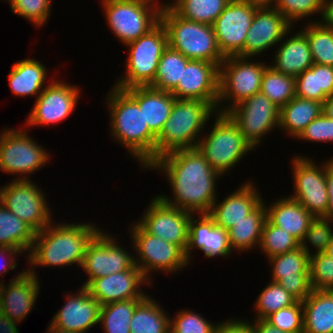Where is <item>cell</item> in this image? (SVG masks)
<instances>
[{
	"label": "cell",
	"instance_id": "obj_1",
	"mask_svg": "<svg viewBox=\"0 0 333 333\" xmlns=\"http://www.w3.org/2000/svg\"><path fill=\"white\" fill-rule=\"evenodd\" d=\"M147 168L162 170L170 182L174 200L159 196L166 204L194 214H208L216 199L215 182L221 176L197 148L166 153Z\"/></svg>",
	"mask_w": 333,
	"mask_h": 333
},
{
	"label": "cell",
	"instance_id": "obj_2",
	"mask_svg": "<svg viewBox=\"0 0 333 333\" xmlns=\"http://www.w3.org/2000/svg\"><path fill=\"white\" fill-rule=\"evenodd\" d=\"M49 224L36 232L28 259L30 265H82L87 244L100 231L94 224Z\"/></svg>",
	"mask_w": 333,
	"mask_h": 333
},
{
	"label": "cell",
	"instance_id": "obj_3",
	"mask_svg": "<svg viewBox=\"0 0 333 333\" xmlns=\"http://www.w3.org/2000/svg\"><path fill=\"white\" fill-rule=\"evenodd\" d=\"M110 92L111 135L147 168L155 160L156 135L144 122L143 108L125 90L114 87Z\"/></svg>",
	"mask_w": 333,
	"mask_h": 333
},
{
	"label": "cell",
	"instance_id": "obj_4",
	"mask_svg": "<svg viewBox=\"0 0 333 333\" xmlns=\"http://www.w3.org/2000/svg\"><path fill=\"white\" fill-rule=\"evenodd\" d=\"M216 109L201 100L175 99L170 116L156 136L155 160L171 151L197 147V136Z\"/></svg>",
	"mask_w": 333,
	"mask_h": 333
},
{
	"label": "cell",
	"instance_id": "obj_5",
	"mask_svg": "<svg viewBox=\"0 0 333 333\" xmlns=\"http://www.w3.org/2000/svg\"><path fill=\"white\" fill-rule=\"evenodd\" d=\"M160 21L171 49L190 60H203L220 67L225 57L219 50L212 25L184 19L169 6L161 10Z\"/></svg>",
	"mask_w": 333,
	"mask_h": 333
},
{
	"label": "cell",
	"instance_id": "obj_6",
	"mask_svg": "<svg viewBox=\"0 0 333 333\" xmlns=\"http://www.w3.org/2000/svg\"><path fill=\"white\" fill-rule=\"evenodd\" d=\"M126 75L119 78L116 88L125 90L135 86H150L163 51L168 47V35L161 21L136 41L127 44Z\"/></svg>",
	"mask_w": 333,
	"mask_h": 333
},
{
	"label": "cell",
	"instance_id": "obj_7",
	"mask_svg": "<svg viewBox=\"0 0 333 333\" xmlns=\"http://www.w3.org/2000/svg\"><path fill=\"white\" fill-rule=\"evenodd\" d=\"M210 134L199 139L197 149L220 175L229 171L253 149L237 125L226 113H218Z\"/></svg>",
	"mask_w": 333,
	"mask_h": 333
},
{
	"label": "cell",
	"instance_id": "obj_8",
	"mask_svg": "<svg viewBox=\"0 0 333 333\" xmlns=\"http://www.w3.org/2000/svg\"><path fill=\"white\" fill-rule=\"evenodd\" d=\"M102 3L111 31L126 45L154 28L160 22L161 10L169 6L167 3L156 8V2L143 0H103Z\"/></svg>",
	"mask_w": 333,
	"mask_h": 333
},
{
	"label": "cell",
	"instance_id": "obj_9",
	"mask_svg": "<svg viewBox=\"0 0 333 333\" xmlns=\"http://www.w3.org/2000/svg\"><path fill=\"white\" fill-rule=\"evenodd\" d=\"M268 65L247 60V57H225L219 67V97L220 102L231 100L230 106L222 108L218 113H226L243 100L261 91L263 73Z\"/></svg>",
	"mask_w": 333,
	"mask_h": 333
},
{
	"label": "cell",
	"instance_id": "obj_10",
	"mask_svg": "<svg viewBox=\"0 0 333 333\" xmlns=\"http://www.w3.org/2000/svg\"><path fill=\"white\" fill-rule=\"evenodd\" d=\"M33 270L22 271L6 287L0 282V333H19L16 324L34 307L40 284Z\"/></svg>",
	"mask_w": 333,
	"mask_h": 333
},
{
	"label": "cell",
	"instance_id": "obj_11",
	"mask_svg": "<svg viewBox=\"0 0 333 333\" xmlns=\"http://www.w3.org/2000/svg\"><path fill=\"white\" fill-rule=\"evenodd\" d=\"M28 179L26 176L19 179L17 177L10 184L1 187L0 202L39 232L51 224L49 205L42 190Z\"/></svg>",
	"mask_w": 333,
	"mask_h": 333
},
{
	"label": "cell",
	"instance_id": "obj_12",
	"mask_svg": "<svg viewBox=\"0 0 333 333\" xmlns=\"http://www.w3.org/2000/svg\"><path fill=\"white\" fill-rule=\"evenodd\" d=\"M131 236L137 252L135 264L148 278L151 270L175 272L189 264L185 252L172 243L149 234L138 222L132 224ZM140 257V258H139Z\"/></svg>",
	"mask_w": 333,
	"mask_h": 333
},
{
	"label": "cell",
	"instance_id": "obj_13",
	"mask_svg": "<svg viewBox=\"0 0 333 333\" xmlns=\"http://www.w3.org/2000/svg\"><path fill=\"white\" fill-rule=\"evenodd\" d=\"M26 131L5 129L0 135V170L29 175L45 166L50 154Z\"/></svg>",
	"mask_w": 333,
	"mask_h": 333
},
{
	"label": "cell",
	"instance_id": "obj_14",
	"mask_svg": "<svg viewBox=\"0 0 333 333\" xmlns=\"http://www.w3.org/2000/svg\"><path fill=\"white\" fill-rule=\"evenodd\" d=\"M279 113L280 109L261 91L226 112L253 148L264 134L279 127Z\"/></svg>",
	"mask_w": 333,
	"mask_h": 333
},
{
	"label": "cell",
	"instance_id": "obj_15",
	"mask_svg": "<svg viewBox=\"0 0 333 333\" xmlns=\"http://www.w3.org/2000/svg\"><path fill=\"white\" fill-rule=\"evenodd\" d=\"M258 8L247 0H230L214 21L212 27L224 57L238 56L244 50L247 32Z\"/></svg>",
	"mask_w": 333,
	"mask_h": 333
},
{
	"label": "cell",
	"instance_id": "obj_16",
	"mask_svg": "<svg viewBox=\"0 0 333 333\" xmlns=\"http://www.w3.org/2000/svg\"><path fill=\"white\" fill-rule=\"evenodd\" d=\"M293 159L295 193L290 198L298 201L314 217L325 216L328 206L326 163L316 166L311 159L296 156Z\"/></svg>",
	"mask_w": 333,
	"mask_h": 333
},
{
	"label": "cell",
	"instance_id": "obj_17",
	"mask_svg": "<svg viewBox=\"0 0 333 333\" xmlns=\"http://www.w3.org/2000/svg\"><path fill=\"white\" fill-rule=\"evenodd\" d=\"M138 223L161 240L179 246L184 252L188 244L189 220L192 213L166 204L156 196Z\"/></svg>",
	"mask_w": 333,
	"mask_h": 333
},
{
	"label": "cell",
	"instance_id": "obj_18",
	"mask_svg": "<svg viewBox=\"0 0 333 333\" xmlns=\"http://www.w3.org/2000/svg\"><path fill=\"white\" fill-rule=\"evenodd\" d=\"M107 235L100 230L87 244L81 265L89 277L82 285L84 287L93 279L122 272L135 264L134 256L121 248L114 237Z\"/></svg>",
	"mask_w": 333,
	"mask_h": 333
},
{
	"label": "cell",
	"instance_id": "obj_19",
	"mask_svg": "<svg viewBox=\"0 0 333 333\" xmlns=\"http://www.w3.org/2000/svg\"><path fill=\"white\" fill-rule=\"evenodd\" d=\"M79 92L76 86L53 80L39 93L27 124L45 126L63 121L77 106Z\"/></svg>",
	"mask_w": 333,
	"mask_h": 333
},
{
	"label": "cell",
	"instance_id": "obj_20",
	"mask_svg": "<svg viewBox=\"0 0 333 333\" xmlns=\"http://www.w3.org/2000/svg\"><path fill=\"white\" fill-rule=\"evenodd\" d=\"M171 94L176 99L207 102L217 110L219 67L214 63L203 60H190Z\"/></svg>",
	"mask_w": 333,
	"mask_h": 333
},
{
	"label": "cell",
	"instance_id": "obj_21",
	"mask_svg": "<svg viewBox=\"0 0 333 333\" xmlns=\"http://www.w3.org/2000/svg\"><path fill=\"white\" fill-rule=\"evenodd\" d=\"M291 26L274 7L258 8L247 32L244 50L238 56L251 58L268 50L289 34Z\"/></svg>",
	"mask_w": 333,
	"mask_h": 333
},
{
	"label": "cell",
	"instance_id": "obj_22",
	"mask_svg": "<svg viewBox=\"0 0 333 333\" xmlns=\"http://www.w3.org/2000/svg\"><path fill=\"white\" fill-rule=\"evenodd\" d=\"M149 282L150 279L134 264L122 272L93 279L86 288L101 305H106L128 299H144L147 294L139 291L140 285Z\"/></svg>",
	"mask_w": 333,
	"mask_h": 333
},
{
	"label": "cell",
	"instance_id": "obj_23",
	"mask_svg": "<svg viewBox=\"0 0 333 333\" xmlns=\"http://www.w3.org/2000/svg\"><path fill=\"white\" fill-rule=\"evenodd\" d=\"M309 258L310 256L301 247L268 258L273 264V282L279 283L287 292L301 302L313 290L309 275Z\"/></svg>",
	"mask_w": 333,
	"mask_h": 333
},
{
	"label": "cell",
	"instance_id": "obj_24",
	"mask_svg": "<svg viewBox=\"0 0 333 333\" xmlns=\"http://www.w3.org/2000/svg\"><path fill=\"white\" fill-rule=\"evenodd\" d=\"M67 302L51 321V325L70 333H87L99 323L101 304L88 289L81 286L77 294H67Z\"/></svg>",
	"mask_w": 333,
	"mask_h": 333
},
{
	"label": "cell",
	"instance_id": "obj_25",
	"mask_svg": "<svg viewBox=\"0 0 333 333\" xmlns=\"http://www.w3.org/2000/svg\"><path fill=\"white\" fill-rule=\"evenodd\" d=\"M199 217V220H195L191 216L189 220L188 244L185 250L186 259L190 261L191 251L196 247L204 251V256L207 258L230 255L232 249L229 243L228 230L216 225L209 214H201Z\"/></svg>",
	"mask_w": 333,
	"mask_h": 333
},
{
	"label": "cell",
	"instance_id": "obj_26",
	"mask_svg": "<svg viewBox=\"0 0 333 333\" xmlns=\"http://www.w3.org/2000/svg\"><path fill=\"white\" fill-rule=\"evenodd\" d=\"M252 183L243 184L234 193L229 195L221 203H213L208 213L215 221V224L225 230L233 227L248 216L263 199Z\"/></svg>",
	"mask_w": 333,
	"mask_h": 333
},
{
	"label": "cell",
	"instance_id": "obj_27",
	"mask_svg": "<svg viewBox=\"0 0 333 333\" xmlns=\"http://www.w3.org/2000/svg\"><path fill=\"white\" fill-rule=\"evenodd\" d=\"M125 91L143 108L144 122L157 136L170 116L175 97L171 92L156 90L150 86H135Z\"/></svg>",
	"mask_w": 333,
	"mask_h": 333
},
{
	"label": "cell",
	"instance_id": "obj_28",
	"mask_svg": "<svg viewBox=\"0 0 333 333\" xmlns=\"http://www.w3.org/2000/svg\"><path fill=\"white\" fill-rule=\"evenodd\" d=\"M277 50L275 64L270 66L285 75L296 78L314 64L309 42L302 30L282 41Z\"/></svg>",
	"mask_w": 333,
	"mask_h": 333
},
{
	"label": "cell",
	"instance_id": "obj_29",
	"mask_svg": "<svg viewBox=\"0 0 333 333\" xmlns=\"http://www.w3.org/2000/svg\"><path fill=\"white\" fill-rule=\"evenodd\" d=\"M268 207L267 219L301 242L314 216L290 197L281 198Z\"/></svg>",
	"mask_w": 333,
	"mask_h": 333
},
{
	"label": "cell",
	"instance_id": "obj_30",
	"mask_svg": "<svg viewBox=\"0 0 333 333\" xmlns=\"http://www.w3.org/2000/svg\"><path fill=\"white\" fill-rule=\"evenodd\" d=\"M302 304L303 333H333V289H313Z\"/></svg>",
	"mask_w": 333,
	"mask_h": 333
},
{
	"label": "cell",
	"instance_id": "obj_31",
	"mask_svg": "<svg viewBox=\"0 0 333 333\" xmlns=\"http://www.w3.org/2000/svg\"><path fill=\"white\" fill-rule=\"evenodd\" d=\"M322 114V102L294 97L280 109L279 128L298 137L306 126Z\"/></svg>",
	"mask_w": 333,
	"mask_h": 333
},
{
	"label": "cell",
	"instance_id": "obj_32",
	"mask_svg": "<svg viewBox=\"0 0 333 333\" xmlns=\"http://www.w3.org/2000/svg\"><path fill=\"white\" fill-rule=\"evenodd\" d=\"M296 97L322 102L333 95V67L313 64L295 78Z\"/></svg>",
	"mask_w": 333,
	"mask_h": 333
},
{
	"label": "cell",
	"instance_id": "obj_33",
	"mask_svg": "<svg viewBox=\"0 0 333 333\" xmlns=\"http://www.w3.org/2000/svg\"><path fill=\"white\" fill-rule=\"evenodd\" d=\"M46 67L36 59H24L15 63L9 74V86L18 96L38 95L44 88Z\"/></svg>",
	"mask_w": 333,
	"mask_h": 333
},
{
	"label": "cell",
	"instance_id": "obj_34",
	"mask_svg": "<svg viewBox=\"0 0 333 333\" xmlns=\"http://www.w3.org/2000/svg\"><path fill=\"white\" fill-rule=\"evenodd\" d=\"M262 200L245 218L228 229L229 243L233 250H251L255 245L259 246L261 233L267 219V211Z\"/></svg>",
	"mask_w": 333,
	"mask_h": 333
},
{
	"label": "cell",
	"instance_id": "obj_35",
	"mask_svg": "<svg viewBox=\"0 0 333 333\" xmlns=\"http://www.w3.org/2000/svg\"><path fill=\"white\" fill-rule=\"evenodd\" d=\"M35 235L36 231L30 225L0 202V247L17 249L21 253L30 252Z\"/></svg>",
	"mask_w": 333,
	"mask_h": 333
},
{
	"label": "cell",
	"instance_id": "obj_36",
	"mask_svg": "<svg viewBox=\"0 0 333 333\" xmlns=\"http://www.w3.org/2000/svg\"><path fill=\"white\" fill-rule=\"evenodd\" d=\"M153 300L147 295L136 306L130 320V333H170V317Z\"/></svg>",
	"mask_w": 333,
	"mask_h": 333
},
{
	"label": "cell",
	"instance_id": "obj_37",
	"mask_svg": "<svg viewBox=\"0 0 333 333\" xmlns=\"http://www.w3.org/2000/svg\"><path fill=\"white\" fill-rule=\"evenodd\" d=\"M190 59L169 46L163 51L159 60L154 82L150 87L156 90L171 92L178 84Z\"/></svg>",
	"mask_w": 333,
	"mask_h": 333
},
{
	"label": "cell",
	"instance_id": "obj_38",
	"mask_svg": "<svg viewBox=\"0 0 333 333\" xmlns=\"http://www.w3.org/2000/svg\"><path fill=\"white\" fill-rule=\"evenodd\" d=\"M230 0H176L169 7L184 19L212 25Z\"/></svg>",
	"mask_w": 333,
	"mask_h": 333
},
{
	"label": "cell",
	"instance_id": "obj_39",
	"mask_svg": "<svg viewBox=\"0 0 333 333\" xmlns=\"http://www.w3.org/2000/svg\"><path fill=\"white\" fill-rule=\"evenodd\" d=\"M302 31L309 42L313 63L333 67V28L325 21L310 22Z\"/></svg>",
	"mask_w": 333,
	"mask_h": 333
},
{
	"label": "cell",
	"instance_id": "obj_40",
	"mask_svg": "<svg viewBox=\"0 0 333 333\" xmlns=\"http://www.w3.org/2000/svg\"><path fill=\"white\" fill-rule=\"evenodd\" d=\"M261 92L281 109L296 96L295 77L280 73L268 65L262 76Z\"/></svg>",
	"mask_w": 333,
	"mask_h": 333
},
{
	"label": "cell",
	"instance_id": "obj_41",
	"mask_svg": "<svg viewBox=\"0 0 333 333\" xmlns=\"http://www.w3.org/2000/svg\"><path fill=\"white\" fill-rule=\"evenodd\" d=\"M143 299H128L101 305L99 322L106 333H130V320Z\"/></svg>",
	"mask_w": 333,
	"mask_h": 333
},
{
	"label": "cell",
	"instance_id": "obj_42",
	"mask_svg": "<svg viewBox=\"0 0 333 333\" xmlns=\"http://www.w3.org/2000/svg\"><path fill=\"white\" fill-rule=\"evenodd\" d=\"M259 247L265 255L270 258L300 247V242L266 219L262 229Z\"/></svg>",
	"mask_w": 333,
	"mask_h": 333
},
{
	"label": "cell",
	"instance_id": "obj_43",
	"mask_svg": "<svg viewBox=\"0 0 333 333\" xmlns=\"http://www.w3.org/2000/svg\"><path fill=\"white\" fill-rule=\"evenodd\" d=\"M298 300L287 292L279 283L271 282L256 299L257 319H265L282 308L295 304Z\"/></svg>",
	"mask_w": 333,
	"mask_h": 333
},
{
	"label": "cell",
	"instance_id": "obj_44",
	"mask_svg": "<svg viewBox=\"0 0 333 333\" xmlns=\"http://www.w3.org/2000/svg\"><path fill=\"white\" fill-rule=\"evenodd\" d=\"M274 8L279 11L292 25L293 21L320 12L325 18L326 0H277Z\"/></svg>",
	"mask_w": 333,
	"mask_h": 333
},
{
	"label": "cell",
	"instance_id": "obj_45",
	"mask_svg": "<svg viewBox=\"0 0 333 333\" xmlns=\"http://www.w3.org/2000/svg\"><path fill=\"white\" fill-rule=\"evenodd\" d=\"M333 220L324 216L313 217L309 222V227L303 239L300 242V247L309 255L310 250L307 245V240L316 248V254L324 253L327 250L330 240L333 238V230L329 223Z\"/></svg>",
	"mask_w": 333,
	"mask_h": 333
},
{
	"label": "cell",
	"instance_id": "obj_46",
	"mask_svg": "<svg viewBox=\"0 0 333 333\" xmlns=\"http://www.w3.org/2000/svg\"><path fill=\"white\" fill-rule=\"evenodd\" d=\"M265 320L284 332L303 333V304L301 301H297L289 307L270 314Z\"/></svg>",
	"mask_w": 333,
	"mask_h": 333
},
{
	"label": "cell",
	"instance_id": "obj_47",
	"mask_svg": "<svg viewBox=\"0 0 333 333\" xmlns=\"http://www.w3.org/2000/svg\"><path fill=\"white\" fill-rule=\"evenodd\" d=\"M309 275L312 289H333V259L324 253L309 258Z\"/></svg>",
	"mask_w": 333,
	"mask_h": 333
},
{
	"label": "cell",
	"instance_id": "obj_48",
	"mask_svg": "<svg viewBox=\"0 0 333 333\" xmlns=\"http://www.w3.org/2000/svg\"><path fill=\"white\" fill-rule=\"evenodd\" d=\"M11 12L24 17L35 24L42 26L50 17L51 0H8ZM49 16V17H48Z\"/></svg>",
	"mask_w": 333,
	"mask_h": 333
},
{
	"label": "cell",
	"instance_id": "obj_49",
	"mask_svg": "<svg viewBox=\"0 0 333 333\" xmlns=\"http://www.w3.org/2000/svg\"><path fill=\"white\" fill-rule=\"evenodd\" d=\"M201 316L190 310L177 312L173 321L170 320V333H213L216 325Z\"/></svg>",
	"mask_w": 333,
	"mask_h": 333
},
{
	"label": "cell",
	"instance_id": "obj_50",
	"mask_svg": "<svg viewBox=\"0 0 333 333\" xmlns=\"http://www.w3.org/2000/svg\"><path fill=\"white\" fill-rule=\"evenodd\" d=\"M298 138L311 142H333V119L322 113L306 126Z\"/></svg>",
	"mask_w": 333,
	"mask_h": 333
},
{
	"label": "cell",
	"instance_id": "obj_51",
	"mask_svg": "<svg viewBox=\"0 0 333 333\" xmlns=\"http://www.w3.org/2000/svg\"><path fill=\"white\" fill-rule=\"evenodd\" d=\"M213 333H253V330L250 323L246 320L231 319L223 323H218Z\"/></svg>",
	"mask_w": 333,
	"mask_h": 333
},
{
	"label": "cell",
	"instance_id": "obj_52",
	"mask_svg": "<svg viewBox=\"0 0 333 333\" xmlns=\"http://www.w3.org/2000/svg\"><path fill=\"white\" fill-rule=\"evenodd\" d=\"M326 182L328 191V206L324 217L333 219V158L326 161Z\"/></svg>",
	"mask_w": 333,
	"mask_h": 333
},
{
	"label": "cell",
	"instance_id": "obj_53",
	"mask_svg": "<svg viewBox=\"0 0 333 333\" xmlns=\"http://www.w3.org/2000/svg\"><path fill=\"white\" fill-rule=\"evenodd\" d=\"M4 254H6L5 256H6L7 258L5 257V259H1L2 256H3V258H4ZM16 254H21V252H20L19 250H17V249H13V248L0 247V263H2L1 260L5 261V260L7 259L5 262L2 263L3 266H0V275L3 274V272H4V274H5V273H8V272H7L8 270H13V269L16 268V266H17V263H15V262H16V261H15L16 259H15V258H13V259L10 258L11 255L16 256ZM1 255H2V256H1ZM8 258H9V259H8ZM8 260H10V262H8ZM8 264H9V265H8ZM0 265H1V264H0ZM2 270H3V271H2Z\"/></svg>",
	"mask_w": 333,
	"mask_h": 333
},
{
	"label": "cell",
	"instance_id": "obj_54",
	"mask_svg": "<svg viewBox=\"0 0 333 333\" xmlns=\"http://www.w3.org/2000/svg\"><path fill=\"white\" fill-rule=\"evenodd\" d=\"M254 321H256L254 322L255 324L250 322L253 333H287L271 325L265 319H256Z\"/></svg>",
	"mask_w": 333,
	"mask_h": 333
},
{
	"label": "cell",
	"instance_id": "obj_55",
	"mask_svg": "<svg viewBox=\"0 0 333 333\" xmlns=\"http://www.w3.org/2000/svg\"><path fill=\"white\" fill-rule=\"evenodd\" d=\"M322 113L333 119V95L328 96L322 103Z\"/></svg>",
	"mask_w": 333,
	"mask_h": 333
},
{
	"label": "cell",
	"instance_id": "obj_56",
	"mask_svg": "<svg viewBox=\"0 0 333 333\" xmlns=\"http://www.w3.org/2000/svg\"><path fill=\"white\" fill-rule=\"evenodd\" d=\"M324 21L333 28V0H326Z\"/></svg>",
	"mask_w": 333,
	"mask_h": 333
},
{
	"label": "cell",
	"instance_id": "obj_57",
	"mask_svg": "<svg viewBox=\"0 0 333 333\" xmlns=\"http://www.w3.org/2000/svg\"><path fill=\"white\" fill-rule=\"evenodd\" d=\"M252 5L257 6L259 8L262 7H274L277 0H247ZM271 3H274L273 5Z\"/></svg>",
	"mask_w": 333,
	"mask_h": 333
},
{
	"label": "cell",
	"instance_id": "obj_58",
	"mask_svg": "<svg viewBox=\"0 0 333 333\" xmlns=\"http://www.w3.org/2000/svg\"><path fill=\"white\" fill-rule=\"evenodd\" d=\"M47 333H70L64 330H60L54 326H52L51 324L49 325L48 329H47Z\"/></svg>",
	"mask_w": 333,
	"mask_h": 333
},
{
	"label": "cell",
	"instance_id": "obj_59",
	"mask_svg": "<svg viewBox=\"0 0 333 333\" xmlns=\"http://www.w3.org/2000/svg\"><path fill=\"white\" fill-rule=\"evenodd\" d=\"M333 259V238L330 240V243L328 244L327 250L325 252Z\"/></svg>",
	"mask_w": 333,
	"mask_h": 333
},
{
	"label": "cell",
	"instance_id": "obj_60",
	"mask_svg": "<svg viewBox=\"0 0 333 333\" xmlns=\"http://www.w3.org/2000/svg\"><path fill=\"white\" fill-rule=\"evenodd\" d=\"M143 1H147V2L153 3L155 0H143Z\"/></svg>",
	"mask_w": 333,
	"mask_h": 333
}]
</instances>
